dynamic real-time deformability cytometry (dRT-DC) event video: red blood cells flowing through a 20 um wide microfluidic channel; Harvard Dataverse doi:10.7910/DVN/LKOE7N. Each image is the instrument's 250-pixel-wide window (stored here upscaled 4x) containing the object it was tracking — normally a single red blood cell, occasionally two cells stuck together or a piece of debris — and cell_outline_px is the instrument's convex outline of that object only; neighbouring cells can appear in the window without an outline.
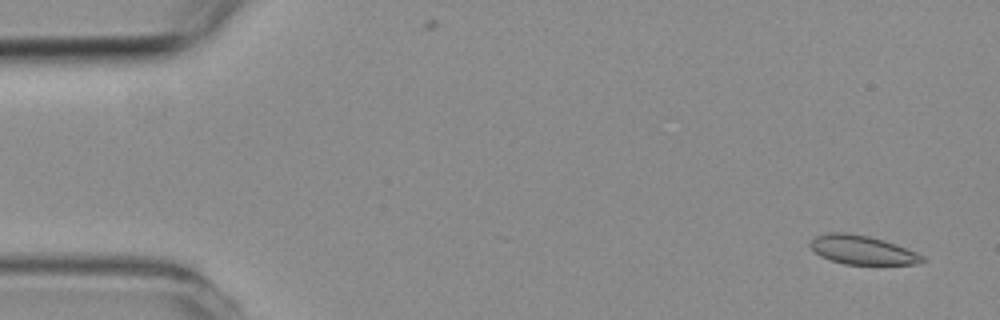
{"species": "common noctule bat (a hibernating species)", "species_latin": "Nyctalus noctula", "temperature_condition": "room temperature", "stored_images_in_passage": 5, "camera_frame_rate_fps": 3000, "um_per_image_px": 0.085, "animal": {"sex": "female", "body_mass_g": 19.3, "forearm_length_mm": 54.1}, "frame": {"image": 1, "passage_image": 1, "time_ms": 0.0, "image_size_px": [1000, 320], "cell_outline_px": [[924, 260], [920, 264], [844, 264], [820, 256], [808, 244], [816, 236], [828, 232], [848, 232], [868, 236], [884, 240], [896, 244], [916, 252], [924, 256]], "centroid_in_image_um": [73.29, 21.24], "position_along_channel_um": 11.7, "area_um2": 18.79}}